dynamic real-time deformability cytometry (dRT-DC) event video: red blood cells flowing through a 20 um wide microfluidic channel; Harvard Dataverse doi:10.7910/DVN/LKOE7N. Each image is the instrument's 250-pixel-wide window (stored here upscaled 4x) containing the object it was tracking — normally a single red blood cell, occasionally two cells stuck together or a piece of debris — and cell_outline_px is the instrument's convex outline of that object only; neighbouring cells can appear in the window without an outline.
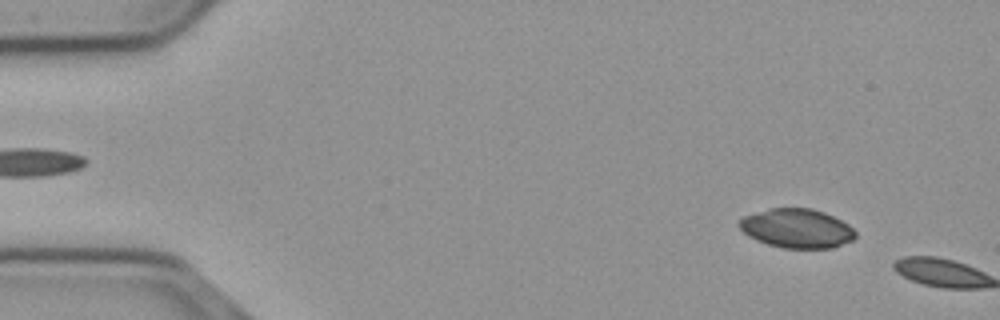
{"species": "common noctule bat (a hibernating species)", "species_latin": "Nyctalus noctula", "temperature_condition": "cold", "stored_images_in_passage": 6, "camera_frame_rate_fps": 3000, "um_per_image_px": 0.085, "animal": {"sex": "male", "body_mass_g": 23.1, "forearm_length_mm": 52.7}, "frame": {"image": 1, "passage_image": 5, "time_ms": 1.333, "image_size_px": [1000, 320], "cell_outline_px": [[856, 236], [852, 240], [832, 248], [784, 248], [768, 244], [756, 240], [748, 236], [740, 228], [740, 220], [744, 216], [768, 208], [812, 208], [824, 212], [848, 224], [856, 232]], "centroid_in_image_um": [67.73, 19.41], "position_along_channel_um": 17.3, "area_um2": 26.36}}